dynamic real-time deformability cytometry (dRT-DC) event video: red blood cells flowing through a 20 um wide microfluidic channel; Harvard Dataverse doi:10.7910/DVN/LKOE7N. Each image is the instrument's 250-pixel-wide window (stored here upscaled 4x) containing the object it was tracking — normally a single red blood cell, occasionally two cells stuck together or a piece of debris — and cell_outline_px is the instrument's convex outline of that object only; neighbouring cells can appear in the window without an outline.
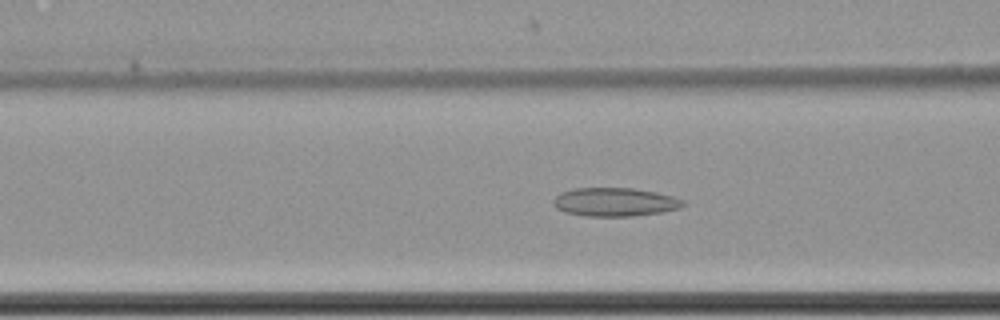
{"species": "common noctule bat (a hibernating species)", "species_latin": "Nyctalus noctula", "temperature_condition": "cold", "stored_images_in_passage": 58, "camera_frame_rate_fps": 3000, "um_per_image_px": 0.085, "animal": {"sex": "female", "body_mass_g": 22.7, "forearm_length_mm": 54.2}, "frame": {"image": 1, "passage_image": 23, "time_ms": 7.333, "image_size_px": [1000, 320], "cell_outline_px": [[684, 204], [680, 208], [660, 212], [632, 216], [584, 216], [564, 212], [556, 208], [552, 204], [552, 200], [560, 192], [572, 188], [632, 188], [656, 192], [672, 196], [684, 200]], "centroid_in_image_um": [52.21, 17.17], "position_along_channel_um": 114.4, "area_um2": 21.68}}
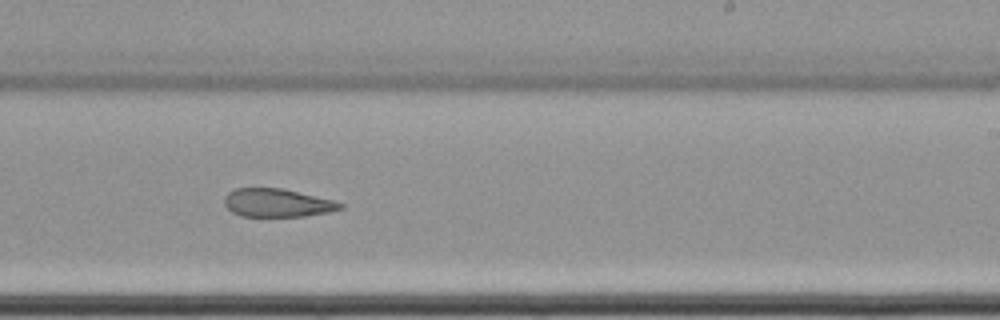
{"frame": {"image": 2, "passage_image": 36, "time_ms": 11.667, "image_size_px": [1000, 320], "cell_outline_px": [[344, 208], [328, 212], [304, 216], [240, 216], [232, 212], [224, 204], [224, 196], [228, 192], [236, 188], [280, 188], [332, 200], [344, 204]], "centroid_in_image_um": [23.53, 17.24], "position_along_channel_um": 265.5, "area_um2": 18.9}}
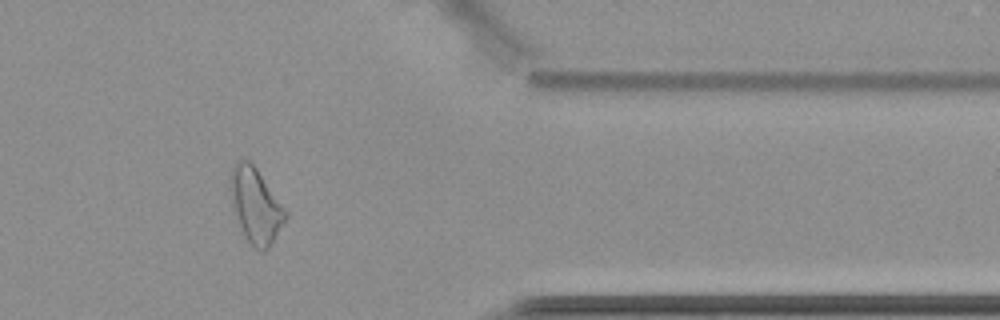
{"frame": {"image": 3, "passage_image": 48, "time_ms": 15.667, "image_size_px": [1000, 320], "cell_outline_px": [[288, 216], [268, 248], [264, 252], [260, 252], [252, 248], [244, 236], [232, 212], [228, 184], [232, 168], [236, 160], [248, 160], [256, 168], [288, 212]], "centroid_in_image_um": [21.68, 17.49], "position_along_channel_um": 389.7, "area_um2": 24.51}, "authors_computed_cell_mechanics": {"area_um2": 24.7673, "velocity_mm_per_s": 3.4877, "shape_relaxation_time_tau1_ms": null, "shape_relaxation_time_tau2_ms": 6.8257, "deformation_change_tau1": null, "deformation_change_tau2": 0.1306}}